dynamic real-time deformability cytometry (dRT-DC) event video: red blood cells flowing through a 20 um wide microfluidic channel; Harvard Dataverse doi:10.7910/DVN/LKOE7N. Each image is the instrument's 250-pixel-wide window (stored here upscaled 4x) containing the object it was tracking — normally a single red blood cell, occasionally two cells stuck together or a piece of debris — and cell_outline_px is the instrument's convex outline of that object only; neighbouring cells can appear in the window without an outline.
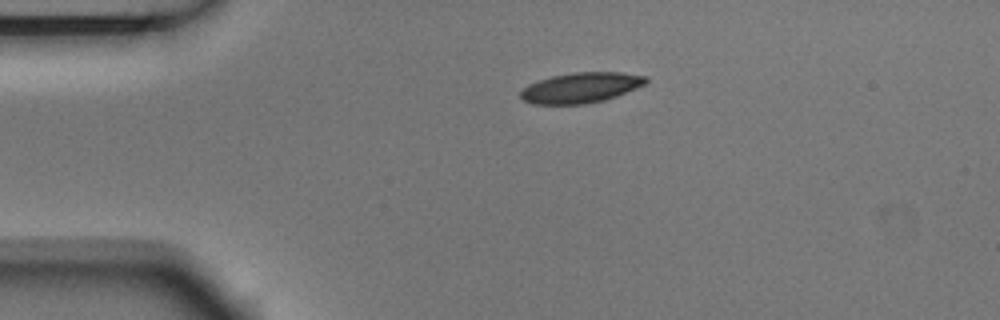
{"species": "Egyptian fruit bat (a non-hibernating species)", "species_latin": "Rousettus aegyptiacus", "temperature_condition": "room temperature", "stored_images_in_passage": 2, "camera_frame_rate_fps": 3000, "um_per_image_px": 0.085, "animal": {"sex": "male"}, "frame": {"image": 1, "passage_image": 1, "time_ms": 0.0, "image_size_px": [1000, 320], "cell_outline_px": [[648, 80], [644, 84], [636, 88], [616, 96], [604, 100], [584, 104], [532, 104], [524, 100], [520, 96], [520, 92], [528, 84], [552, 76], [576, 72], [620, 72], [648, 76]], "centroid_in_image_um": [49.38, 7.45], "position_along_channel_um": 35.6, "area_um2": 22.02}}